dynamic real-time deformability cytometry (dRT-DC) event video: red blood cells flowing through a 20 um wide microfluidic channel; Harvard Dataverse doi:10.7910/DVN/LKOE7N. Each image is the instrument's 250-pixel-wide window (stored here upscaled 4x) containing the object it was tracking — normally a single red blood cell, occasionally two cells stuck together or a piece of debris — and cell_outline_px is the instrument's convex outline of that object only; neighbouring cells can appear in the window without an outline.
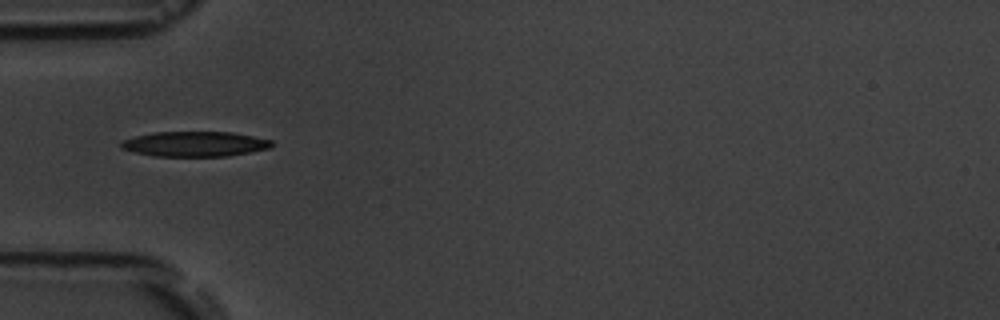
{"species": "common noctule bat (a hibernating species)", "species_latin": "Nyctalus noctula", "temperature_condition": "room temperature", "stored_images_in_passage": 12, "camera_frame_rate_fps": 3000, "um_per_image_px": 0.085, "animal": {"sex": "male", "body_mass_g": 19.5, "forearm_length_mm": 54.6}, "frame": {"image": 1, "passage_image": 1, "time_ms": 0.0, "image_size_px": [1000, 320], "cell_outline_px": [[272, 148], [252, 152], [228, 156], [152, 156], [120, 148], [120, 140], [152, 132], [232, 132], [272, 140]], "centroid_in_image_um": [16.56, 12.24], "position_along_channel_um": 68.4, "area_um2": 22.14}}
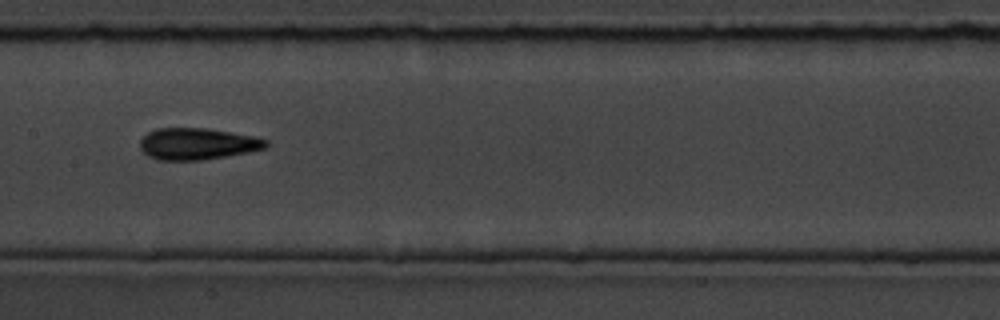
{"frame": {"image": 2, "passage_image": 4, "time_ms": 3.333, "image_size_px": [1000, 320], "cell_outline_px": [[268, 144], [264, 148], [248, 152], [200, 160], [160, 160], [148, 156], [140, 148], [140, 140], [148, 132], [156, 128], [208, 128], [256, 136], [268, 140]], "centroid_in_image_um": [16.78, 12.21], "position_along_channel_um": 190.6, "area_um2": 23.18}}
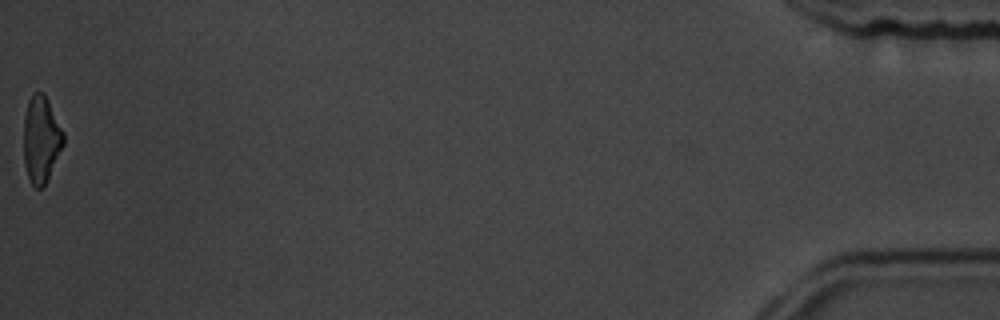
{"frame": {"image": 3, "passage_image": 12, "time_ms": 12.667, "image_size_px": [1000, 320], "cell_outline_px": [[64, 144], [44, 184], [40, 188], [36, 188], [32, 184], [28, 176], [24, 164], [24, 116], [28, 100], [32, 92], [44, 92], [64, 132]], "centroid_in_image_um": [3.49, 11.78], "position_along_channel_um": 431.7, "area_um2": 19.94}, "authors_computed_cell_mechanics": {"area_um2": 21.8773, "velocity_mm_per_s": 3.6645, "shape_relaxation_time_tau1_ms": 2.4192, "shape_relaxation_time_tau2_ms": 1.6119, "deformation_change_tau1": 0.1419, "deformation_change_tau2": 0.1009}}